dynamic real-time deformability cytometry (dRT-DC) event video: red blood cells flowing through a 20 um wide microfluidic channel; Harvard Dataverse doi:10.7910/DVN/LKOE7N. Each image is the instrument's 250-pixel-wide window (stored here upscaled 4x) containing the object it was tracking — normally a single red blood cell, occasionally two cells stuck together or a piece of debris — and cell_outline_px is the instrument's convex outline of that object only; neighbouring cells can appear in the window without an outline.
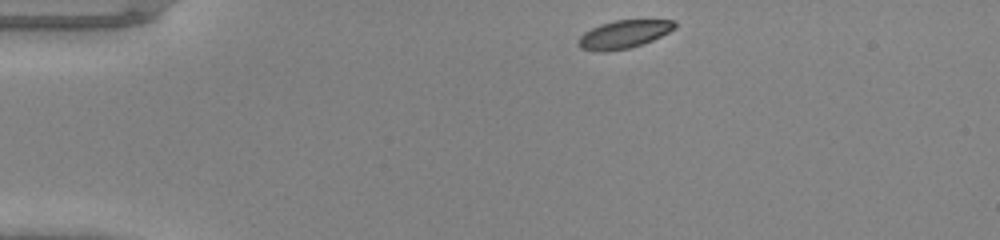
{"species": "common noctule bat (a hibernating species)", "species_latin": "Nyctalus noctula", "temperature_condition": "warm", "stored_images_in_passage": 40, "camera_frame_rate_fps": 3000, "um_per_image_px": 0.085, "animal": {"sex": "male", "body_mass_g": 20.0, "forearm_length_mm": 53.3}, "frame": {"image": 1, "passage_image": 1, "time_ms": 0.0, "image_size_px": [1000, 240], "cell_outline_px": [[676, 28], [652, 40], [628, 48], [604, 52], [600, 52], [580, 48], [576, 44], [576, 40], [584, 32], [600, 24], [616, 20], [676, 20]], "centroid_in_image_um": [52.98, 2.91], "position_along_channel_um": 32.0, "area_um2": 15.72}}
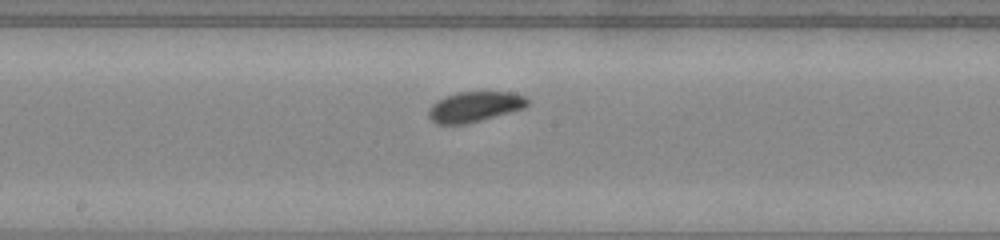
{"frame": {"image": 2, "passage_image": 18, "time_ms": 5.667, "image_size_px": [1000, 240], "cell_outline_px": [[528, 104], [524, 108], [468, 124], [436, 124], [428, 116], [428, 108], [436, 100], [460, 92], [512, 92], [524, 96], [528, 100]], "centroid_in_image_um": [40.33, 9.08], "position_along_channel_um": 207.9, "area_um2": 17.4}}
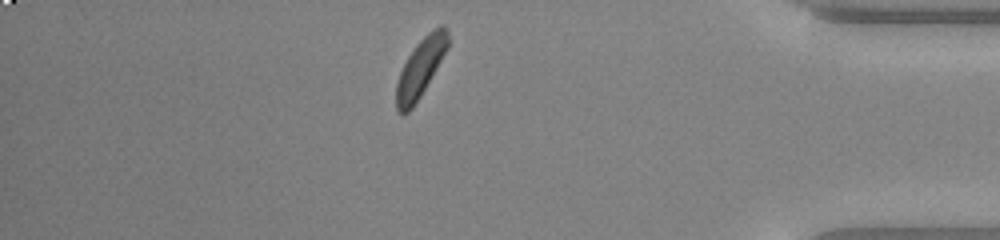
{"frame": {"image": 3, "passage_image": 34, "time_ms": 11.0, "image_size_px": [1000, 240], "cell_outline_px": [[448, 48], [420, 96], [412, 108], [404, 116], [396, 112], [396, 84], [400, 72], [408, 56], [416, 44], [428, 32], [440, 24], [444, 24], [448, 28]], "centroid_in_image_um": [35.73, 5.77], "position_along_channel_um": 399.5, "area_um2": 17.51}}